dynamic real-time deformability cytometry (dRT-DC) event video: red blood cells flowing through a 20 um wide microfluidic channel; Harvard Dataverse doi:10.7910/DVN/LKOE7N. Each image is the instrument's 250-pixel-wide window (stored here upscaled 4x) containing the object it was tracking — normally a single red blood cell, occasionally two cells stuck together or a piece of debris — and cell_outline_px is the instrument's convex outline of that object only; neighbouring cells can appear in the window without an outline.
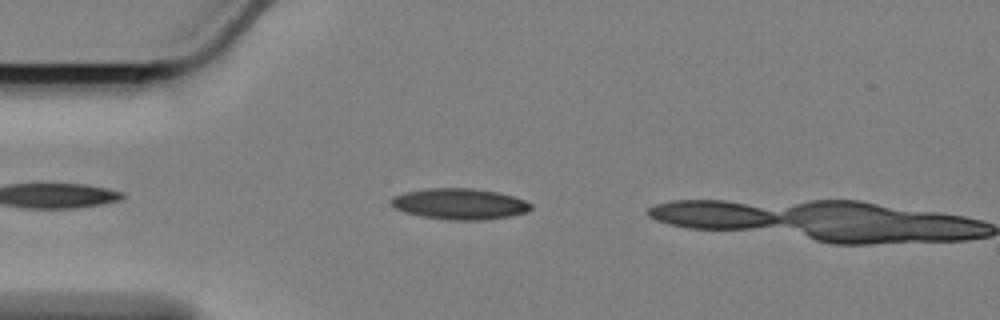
{"species": "Egyptian fruit bat (a non-hibernating species)", "species_latin": "Rousettus aegyptiacus", "temperature_condition": "cold", "stored_images_in_passage": 8, "camera_frame_rate_fps": 3000, "um_per_image_px": 0.085, "animal": {"sex": "female"}, "frame": {"image": 1, "passage_image": 7, "time_ms": 2.0, "image_size_px": [1000, 320], "cell_outline_px": [[532, 208], [528, 212], [512, 216], [480, 220], [448, 220], [420, 216], [404, 212], [396, 208], [388, 200], [392, 196], [404, 192], [428, 188], [472, 188], [496, 192], [512, 196], [524, 200], [532, 204]], "centroid_in_image_um": [39.05, 17.33], "position_along_channel_um": 45.9, "area_um2": 25.37}}